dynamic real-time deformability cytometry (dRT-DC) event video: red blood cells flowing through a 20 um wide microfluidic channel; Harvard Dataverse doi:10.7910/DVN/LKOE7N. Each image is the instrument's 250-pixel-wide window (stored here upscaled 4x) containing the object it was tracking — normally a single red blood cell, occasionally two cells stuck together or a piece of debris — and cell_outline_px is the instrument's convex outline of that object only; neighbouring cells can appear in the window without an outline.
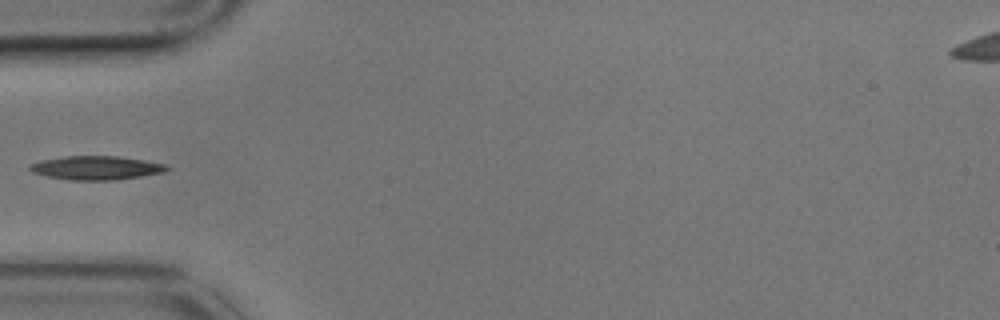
{"species": "common noctule bat (a hibernating species)", "species_latin": "Nyctalus noctula", "temperature_condition": "cold", "stored_images_in_passage": 14, "camera_frame_rate_fps": 3000, "um_per_image_px": 0.085, "animal": {"sex": "male", "body_mass_g": 17.9}, "frame": {"image": 1, "passage_image": 4, "time_ms": 1.0, "image_size_px": [1000, 320], "cell_outline_px": [[172, 168], [164, 172], [116, 180], [68, 180], [48, 176], [32, 172], [28, 168], [28, 164], [44, 160], [64, 156], [116, 156], [144, 160], [164, 164]], "centroid_in_image_um": [8.17, 14.27], "position_along_channel_um": 76.8, "area_um2": 18.9}}
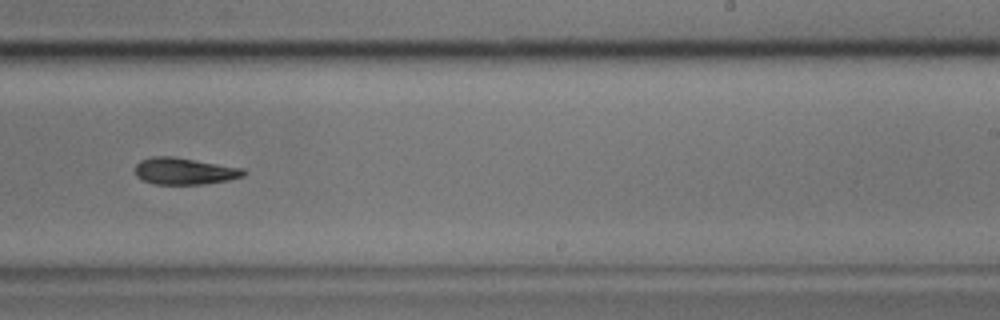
{"frame": {"image": 2, "passage_image": 9, "time_ms": 2.667, "image_size_px": [1000, 320], "cell_outline_px": [[248, 172], [244, 176], [228, 180], [200, 184], [152, 184], [136, 176], [136, 164], [140, 160], [152, 156], [172, 156], [244, 168]], "centroid_in_image_um": [15.69, 14.54], "position_along_channel_um": 273.3, "area_um2": 16.94}}
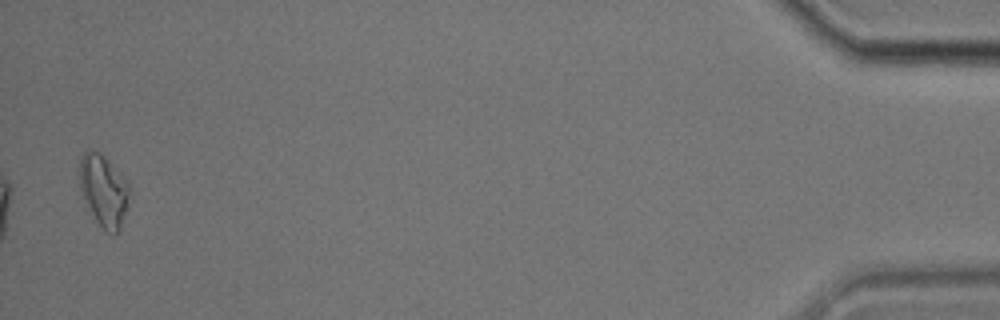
{"frame": {"image": 3, "passage_image": 14, "time_ms": 4.333, "image_size_px": [1000, 320], "cell_outline_px": [[128, 204], [120, 232], [108, 232], [96, 220], [80, 192], [80, 156], [84, 152], [92, 148], [100, 152], [120, 172], [128, 184]], "centroid_in_image_um": [8.81, 16.16], "position_along_channel_um": 426.4, "area_um2": 20.63}}